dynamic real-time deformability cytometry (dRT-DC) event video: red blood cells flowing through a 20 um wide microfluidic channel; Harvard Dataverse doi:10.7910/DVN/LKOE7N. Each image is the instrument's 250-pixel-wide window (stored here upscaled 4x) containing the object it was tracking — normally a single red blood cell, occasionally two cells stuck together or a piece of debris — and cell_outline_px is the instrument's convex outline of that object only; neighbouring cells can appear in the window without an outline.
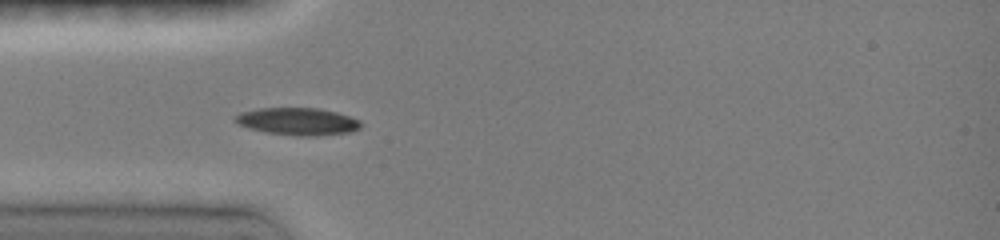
{"species": "common noctule bat (a hibernating species)", "species_latin": "Nyctalus noctula", "temperature_condition": "room temperature", "stored_images_in_passage": 7, "camera_frame_rate_fps": 3000, "um_per_image_px": 0.085, "animal": {"sex": "female", "body_mass_g": 19.0, "forearm_length_mm": 51.5}, "frame": {"image": 1, "passage_image": 6, "time_ms": 3.667, "image_size_px": [1000, 240], "cell_outline_px": [[364, 124], [360, 128], [352, 132], [312, 136], [296, 136], [268, 132], [248, 128], [236, 124], [232, 120], [232, 116], [240, 112], [260, 108], [320, 108], [336, 112], [360, 120]], "centroid_in_image_um": [25.28, 10.32], "position_along_channel_um": 59.7, "area_um2": 20.29}}